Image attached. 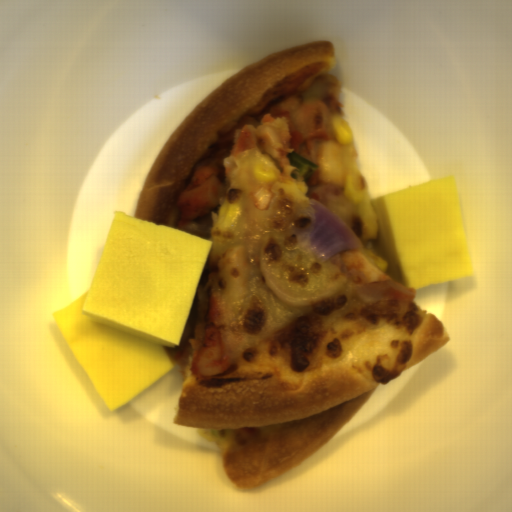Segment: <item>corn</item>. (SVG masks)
Segmentation results:
<instances>
[{
    "mask_svg": "<svg viewBox=\"0 0 512 512\" xmlns=\"http://www.w3.org/2000/svg\"><path fill=\"white\" fill-rule=\"evenodd\" d=\"M241 206L236 202L222 203L216 222V230L230 229L241 214Z\"/></svg>",
    "mask_w": 512,
    "mask_h": 512,
    "instance_id": "obj_1",
    "label": "corn"
},
{
    "mask_svg": "<svg viewBox=\"0 0 512 512\" xmlns=\"http://www.w3.org/2000/svg\"><path fill=\"white\" fill-rule=\"evenodd\" d=\"M331 127L337 144L340 146L352 144L354 140L352 130L342 115H332Z\"/></svg>",
    "mask_w": 512,
    "mask_h": 512,
    "instance_id": "obj_2",
    "label": "corn"
},
{
    "mask_svg": "<svg viewBox=\"0 0 512 512\" xmlns=\"http://www.w3.org/2000/svg\"><path fill=\"white\" fill-rule=\"evenodd\" d=\"M277 170L278 168L270 155L263 153L253 167L254 177L258 183L274 179Z\"/></svg>",
    "mask_w": 512,
    "mask_h": 512,
    "instance_id": "obj_3",
    "label": "corn"
}]
</instances>
